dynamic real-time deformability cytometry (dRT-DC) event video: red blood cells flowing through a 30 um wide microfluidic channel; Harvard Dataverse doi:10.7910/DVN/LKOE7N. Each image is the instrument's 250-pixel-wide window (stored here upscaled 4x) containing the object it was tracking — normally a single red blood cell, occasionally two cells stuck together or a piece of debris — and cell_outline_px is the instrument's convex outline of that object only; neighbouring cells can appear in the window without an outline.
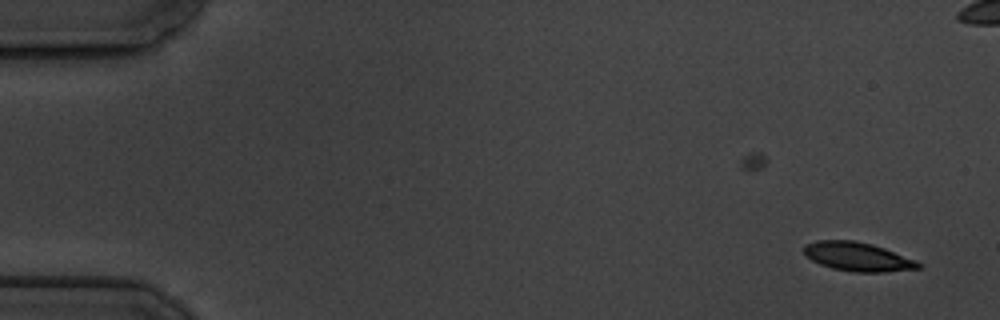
{"species": "common noctule bat (a hibernating species)", "species_latin": "Nyctalus noctula", "temperature_condition": "cold", "stored_images_in_passage": 3, "camera_frame_rate_fps": 3000, "um_per_image_px": 0.085, "animal": {"sex": "male", "body_mass_g": 19.5, "forearm_length_mm": 54.6}, "frame": {"image": 1, "passage_image": 3, "time_ms": 2.333, "image_size_px": [1000, 320], "cell_outline_px": [[920, 268], [884, 272], [852, 272], [832, 268], [820, 264], [812, 260], [804, 252], [804, 244], [816, 240], [856, 240], [872, 244], [884, 248], [916, 260], [920, 264]], "centroid_in_image_um": [72.88, 21.81], "position_along_channel_um": 12.1, "area_um2": 19.19}}